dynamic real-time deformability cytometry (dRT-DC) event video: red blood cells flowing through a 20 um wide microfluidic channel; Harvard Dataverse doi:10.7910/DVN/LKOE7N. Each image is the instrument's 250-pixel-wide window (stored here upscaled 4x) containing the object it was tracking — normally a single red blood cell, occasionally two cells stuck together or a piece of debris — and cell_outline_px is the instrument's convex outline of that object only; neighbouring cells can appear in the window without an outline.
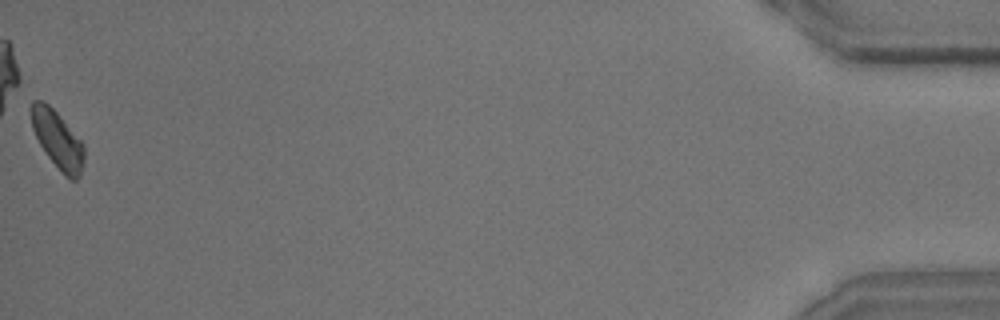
{"species": "common noctule bat (a hibernating species)", "species_latin": "Nyctalus noctula", "temperature_condition": "room temperature", "stored_images_in_passage": 45, "camera_frame_rate_fps": 3000, "um_per_image_px": 0.085, "animal": {"sex": "male", "body_mass_g": 15.6}, "frame": {"image": 1, "passage_image": 45, "time_ms": 14.667, "image_size_px": [1000, 320], "cell_outline_px": [[84, 160], [80, 176], [76, 180], [72, 180], [64, 176], [48, 156], [40, 144], [32, 128], [28, 108], [32, 100], [40, 100], [48, 104], [60, 116], [84, 144]], "centroid_in_image_um": [4.87, 11.85], "position_along_channel_um": 430.3, "area_um2": 17.86}, "authors_computed_cell_mechanics": {"area_um2": 18.1492, "velocity_mm_per_s": 4.0692, "shape_relaxation_time_tau1_ms": 2.7942, "shape_relaxation_time_tau2_ms": 2.0024, "deformation_change_tau1": 0.0907, "deformation_change_tau2": 0.0715}}